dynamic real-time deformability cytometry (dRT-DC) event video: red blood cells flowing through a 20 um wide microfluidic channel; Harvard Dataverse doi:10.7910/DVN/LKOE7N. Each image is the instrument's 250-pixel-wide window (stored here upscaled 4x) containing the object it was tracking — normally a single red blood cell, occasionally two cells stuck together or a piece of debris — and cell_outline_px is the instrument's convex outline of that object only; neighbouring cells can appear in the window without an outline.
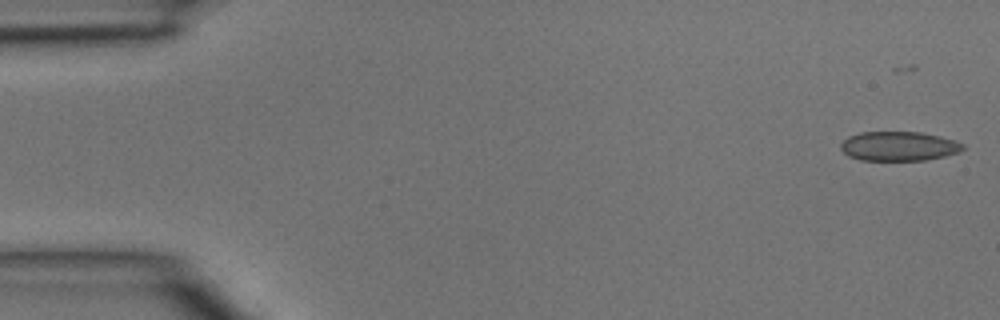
{"species": "common noctule bat (a hibernating species)", "species_latin": "Nyctalus noctula", "temperature_condition": "room temperature", "stored_images_in_passage": 9, "camera_frame_rate_fps": 3000, "um_per_image_px": 0.085, "animal": {"sex": "male", "body_mass_g": 15.6}, "frame": {"image": 1, "passage_image": 2, "time_ms": 0.333, "image_size_px": [1000, 320], "cell_outline_px": [[964, 148], [960, 152], [944, 156], [924, 160], [860, 160], [848, 156], [840, 148], [840, 144], [848, 136], [860, 132], [920, 132], [940, 136], [956, 140], [964, 144]], "centroid_in_image_um": [76.4, 12.42], "position_along_channel_um": 8.6, "area_um2": 20.98}}